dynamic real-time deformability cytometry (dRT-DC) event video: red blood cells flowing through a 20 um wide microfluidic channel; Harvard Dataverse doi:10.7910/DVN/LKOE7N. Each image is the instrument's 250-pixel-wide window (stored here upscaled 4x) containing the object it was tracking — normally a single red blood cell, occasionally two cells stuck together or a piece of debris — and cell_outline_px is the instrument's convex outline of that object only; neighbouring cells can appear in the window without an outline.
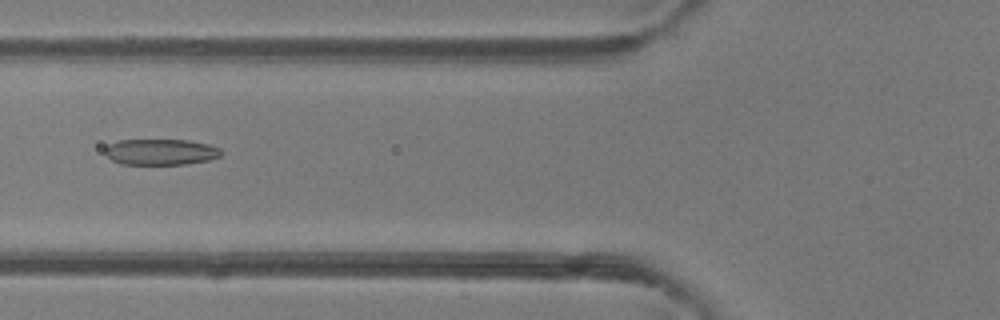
{"species": "common noctule bat (a hibernating species)", "species_latin": "Nyctalus noctula", "temperature_condition": "room temperature", "stored_images_in_passage": 45, "camera_frame_rate_fps": 3000, "um_per_image_px": 0.085, "animal": {"sex": "female"}, "frame": {"image": 1, "passage_image": 14, "time_ms": 4.333, "image_size_px": [1000, 320], "cell_outline_px": [[224, 152], [220, 156], [208, 160], [184, 164], [120, 164], [112, 160], [104, 152], [104, 148], [108, 144], [120, 140], [188, 140], [208, 144], [220, 148]], "centroid_in_image_um": [13.66, 12.91], "position_along_channel_um": 112.1, "area_um2": 17.63}}
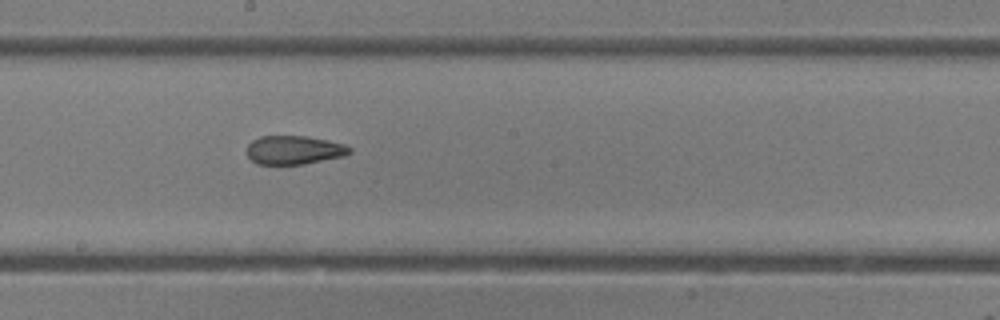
{"frame": {"image": 2, "passage_image": 22, "time_ms": 7.0, "image_size_px": [1000, 320], "cell_outline_px": [[352, 152], [344, 156], [304, 164], [256, 164], [248, 156], [248, 144], [252, 140], [260, 136], [308, 136], [328, 140], [344, 144], [352, 148]], "centroid_in_image_um": [25.02, 12.74], "position_along_channel_um": 223.2, "area_um2": 17.22}}
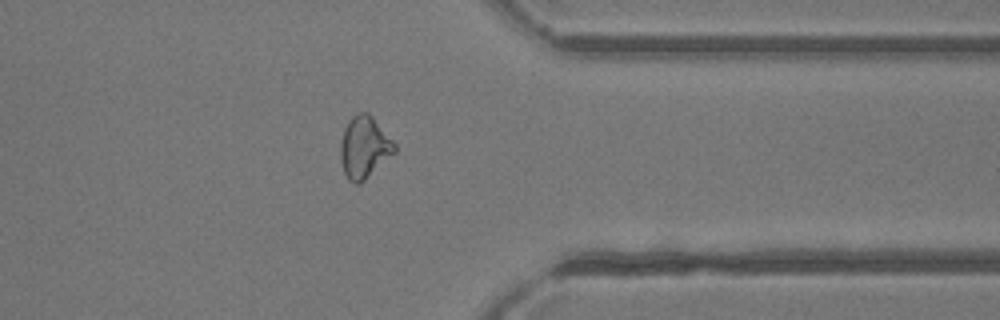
{"frame": {"image": 3, "passage_image": 34, "time_ms": 11.0, "image_size_px": [1000, 320], "cell_outline_px": [[396, 152], [360, 184], [356, 184], [348, 180], [344, 172], [340, 160], [340, 144], [344, 128], [348, 120], [352, 116], [360, 112], [368, 112], [372, 116], [396, 144]], "centroid_in_image_um": [30.95, 12.52], "position_along_channel_um": 380.4, "area_um2": 19.59}, "authors_computed_cell_mechanics": {"area_um2": 19.074, "velocity_mm_per_s": 4.1517, "shape_relaxation_time_tau1_ms": null, "shape_relaxation_time_tau2_ms": 1.6794, "deformation_change_tau1": null, "deformation_change_tau2": 0.0848}}